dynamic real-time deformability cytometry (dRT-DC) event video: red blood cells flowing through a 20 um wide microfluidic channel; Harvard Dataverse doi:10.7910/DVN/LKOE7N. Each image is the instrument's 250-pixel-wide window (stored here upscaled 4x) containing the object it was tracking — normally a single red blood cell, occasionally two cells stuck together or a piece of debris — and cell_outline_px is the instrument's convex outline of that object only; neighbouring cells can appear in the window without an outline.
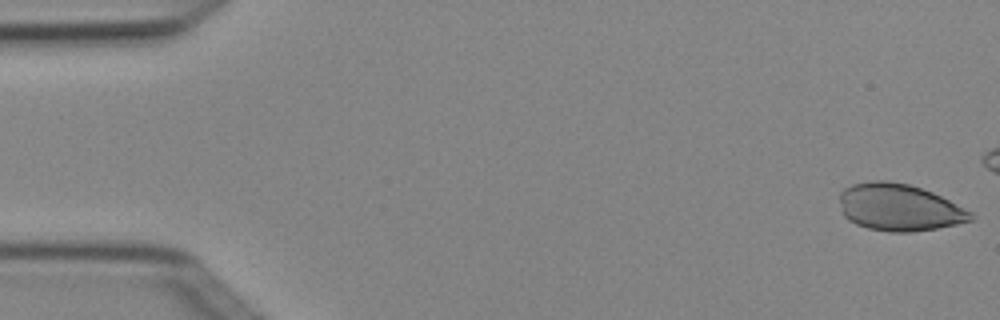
{"species": "Egyptian fruit bat (a non-hibernating species)", "species_latin": "Rousettus aegyptiacus", "temperature_condition": "cold", "stored_images_in_passage": 4, "camera_frame_rate_fps": 3000, "um_per_image_px": 0.085, "animal": {"sex": "female"}, "frame": {"image": 1, "passage_image": 1, "time_ms": 0.0, "image_size_px": [1000, 320], "cell_outline_px": [[976, 216], [972, 220], [956, 224], [936, 228], [912, 232], [888, 232], [868, 228], [856, 224], [848, 220], [844, 216], [840, 200], [840, 192], [844, 188], [852, 184], [868, 180], [888, 180], [908, 184], [932, 192], [972, 212]], "centroid_in_image_um": [76.41, 17.62], "position_along_channel_um": 8.6, "area_um2": 35.95}}